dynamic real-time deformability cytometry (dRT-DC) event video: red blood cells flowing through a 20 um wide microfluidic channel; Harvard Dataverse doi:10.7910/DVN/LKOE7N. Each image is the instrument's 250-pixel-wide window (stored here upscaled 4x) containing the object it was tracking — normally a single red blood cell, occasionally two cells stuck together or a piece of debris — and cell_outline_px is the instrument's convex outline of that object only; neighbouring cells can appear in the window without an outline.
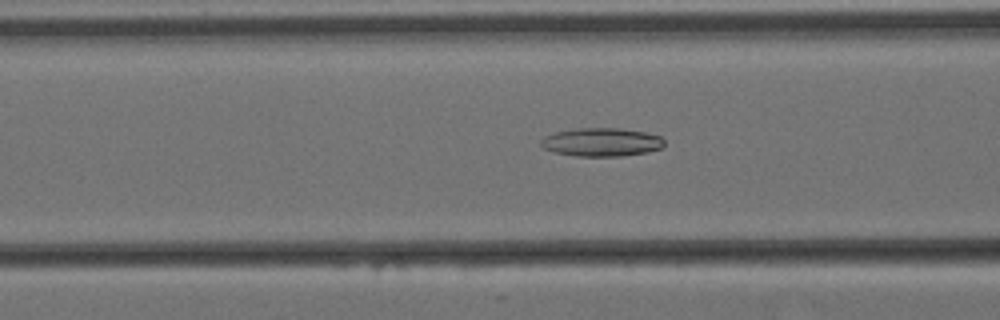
{"species": "Egyptian fruit bat (a non-hibernating species)", "species_latin": "Rousettus aegyptiacus", "temperature_condition": "cold", "stored_images_in_passage": 31, "camera_frame_rate_fps": 3000, "um_per_image_px": 0.085, "animal": {"sex": "female"}, "frame": {"image": 1, "passage_image": 7, "time_ms": 2.0, "image_size_px": [1000, 320], "cell_outline_px": [[664, 144], [660, 148], [648, 152], [620, 156], [576, 156], [556, 152], [544, 148], [540, 144], [540, 140], [544, 136], [556, 132], [576, 128], [620, 128], [644, 132], [660, 136], [664, 140]], "centroid_in_image_um": [51.12, 12.07], "position_along_channel_um": 115.5, "area_um2": 20.35}}
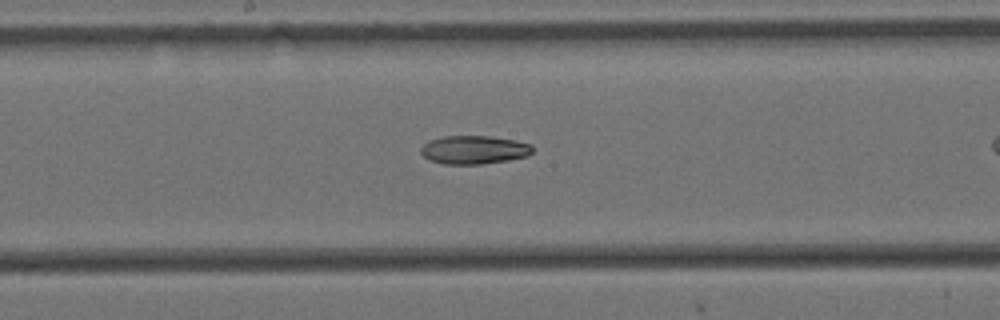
{"frame": {"image": 2, "passage_image": 15, "time_ms": 4.667, "image_size_px": [1000, 320], "cell_outline_px": [[532, 152], [528, 156], [508, 160], [480, 164], [444, 164], [428, 160], [420, 152], [420, 148], [428, 140], [444, 136], [492, 136], [516, 140], [532, 144]], "centroid_in_image_um": [40.28, 12.73], "position_along_channel_um": 207.9, "area_um2": 18.67}}
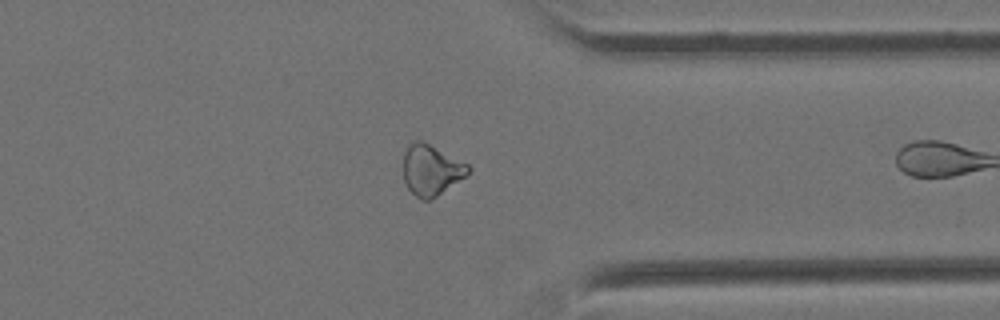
{"frame": {"image": 3, "passage_image": 30, "time_ms": 9.667, "image_size_px": [1000, 320], "cell_outline_px": [[472, 168], [464, 176], [432, 200], [420, 200], [408, 188], [404, 180], [404, 152], [408, 144], [412, 140], [420, 140], [468, 164]], "centroid_in_image_um": [36.62, 14.46], "position_along_channel_um": 374.8, "area_um2": 18.9}}